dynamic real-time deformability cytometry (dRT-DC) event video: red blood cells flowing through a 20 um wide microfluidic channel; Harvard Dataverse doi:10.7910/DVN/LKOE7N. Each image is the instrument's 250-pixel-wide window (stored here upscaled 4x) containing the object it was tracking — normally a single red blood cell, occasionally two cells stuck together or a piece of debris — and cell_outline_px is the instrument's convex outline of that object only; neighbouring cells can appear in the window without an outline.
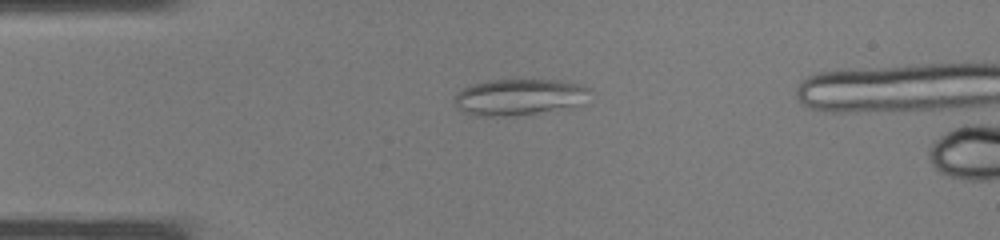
{"species": "common noctule bat (a hibernating species)", "species_latin": "Nyctalus noctula", "temperature_condition": "warm", "stored_images_in_passage": 27, "camera_frame_rate_fps": 3000, "um_per_image_px": 0.085, "animal": {"sex": "male", "body_mass_g": 19.0, "forearm_length_mm": 50.8}, "frame": {"image": 1, "passage_image": 1, "time_ms": 0.0, "image_size_px": [1000, 240], "cell_outline_px": [[588, 88], [584, 104], [572, 108], [516, 116], [472, 116], [460, 112], [456, 108], [456, 96], [464, 88], [472, 84], [488, 80], [560, 80], [584, 84]], "centroid_in_image_um": [44.16, 8.27], "position_along_channel_um": 40.8, "area_um2": 29.13}}
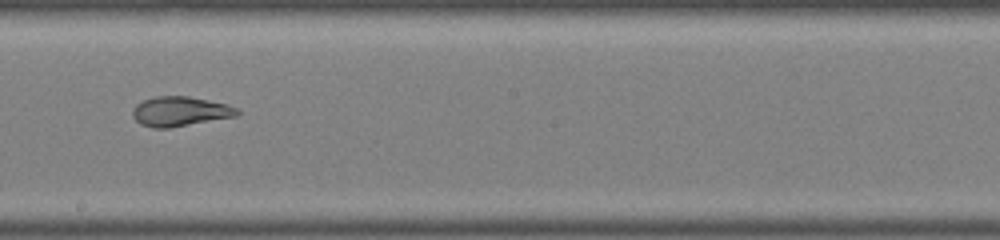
{"frame": {"image": 2, "passage_image": 13, "time_ms": 4.0, "image_size_px": [1000, 240], "cell_outline_px": [[240, 112], [236, 116], [168, 128], [152, 128], [140, 124], [132, 116], [132, 108], [136, 104], [144, 100], [156, 96], [188, 96], [208, 100], [240, 108]], "centroid_in_image_um": [15.28, 9.47], "position_along_channel_um": 232.9, "area_um2": 18.03}}
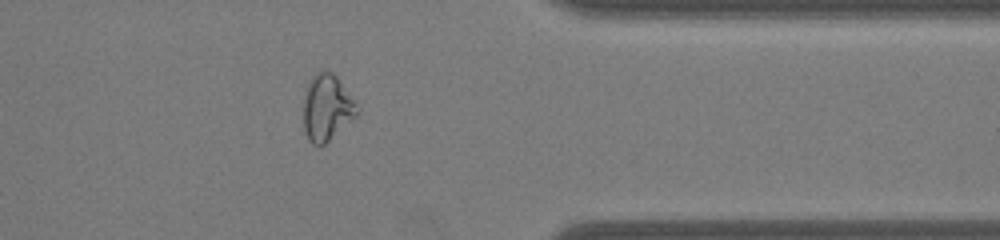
{"frame": {"image": 3, "passage_image": 22, "time_ms": 7.0, "image_size_px": [1000, 240], "cell_outline_px": [[360, 112], [356, 116], [324, 144], [312, 144], [308, 140], [304, 132], [304, 96], [308, 80], [316, 72], [332, 72], [336, 76], [356, 100], [360, 108]], "centroid_in_image_um": [27.8, 9.13], "position_along_channel_um": 383.6, "area_um2": 20.75}}